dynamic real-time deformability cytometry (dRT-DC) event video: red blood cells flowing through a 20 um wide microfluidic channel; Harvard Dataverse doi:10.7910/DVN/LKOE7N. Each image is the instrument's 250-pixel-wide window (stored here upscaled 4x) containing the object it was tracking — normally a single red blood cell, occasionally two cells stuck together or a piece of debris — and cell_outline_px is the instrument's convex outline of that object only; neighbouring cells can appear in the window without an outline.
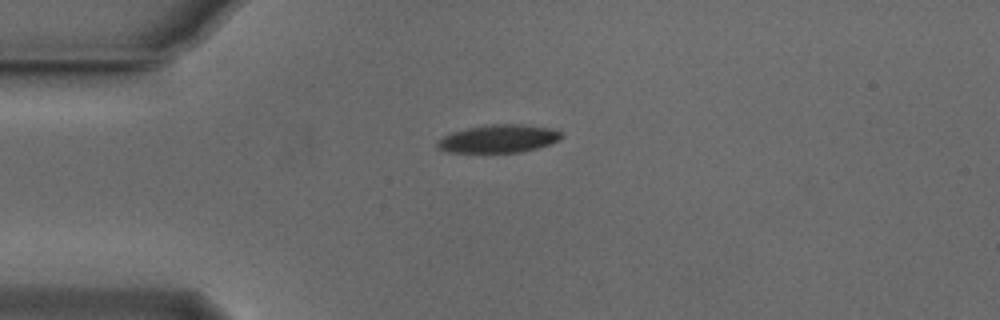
{"species": "Egyptian fruit bat (a non-hibernating species)", "species_latin": "Rousettus aegyptiacus", "temperature_condition": "cold", "stored_images_in_passage": 17, "camera_frame_rate_fps": 3000, "um_per_image_px": 0.085, "animal": {"sex": "male"}, "frame": {"image": 1, "passage_image": 1, "time_ms": 0.0, "image_size_px": [1000, 320], "cell_outline_px": [[564, 136], [560, 140], [536, 148], [520, 152], [448, 152], [436, 148], [436, 140], [452, 132], [468, 128], [488, 124], [520, 124], [552, 128], [560, 132]], "centroid_in_image_um": [42.36, 11.78], "position_along_channel_um": 42.6, "area_um2": 20.23}}
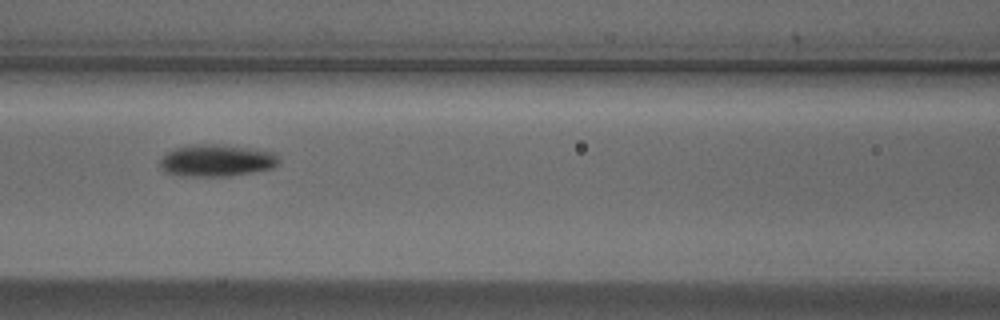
{"frame": {"image": 2, "passage_image": 11, "time_ms": 3.333, "image_size_px": [1000, 320], "cell_outline_px": [[280, 160], [272, 168], [228, 176], [180, 176], [164, 172], [160, 168], [160, 160], [168, 152], [176, 148], [200, 144], [216, 144], [272, 152]], "centroid_in_image_um": [18.35, 13.66], "position_along_channel_um": 148.3, "area_um2": 21.68}}
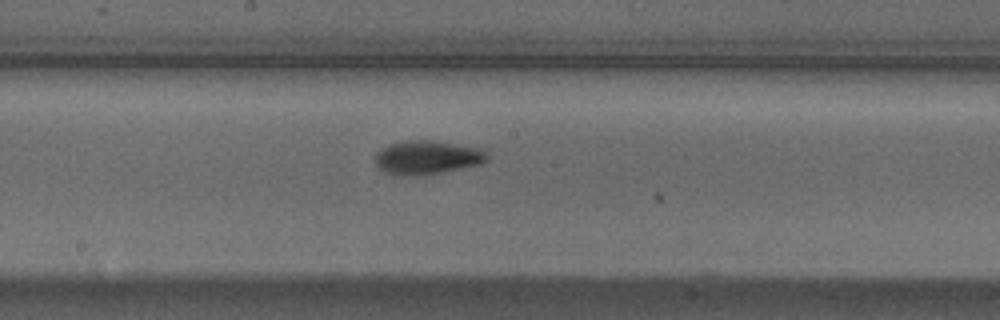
{"frame": {"image": 3, "passage_image": 16, "time_ms": 5.0, "image_size_px": [1000, 320], "cell_outline_px": [[488, 160], [480, 164], [440, 172], [416, 176], [400, 176], [384, 172], [376, 164], [376, 152], [388, 144], [404, 140], [432, 140], [480, 148], [488, 156]], "centroid_in_image_um": [36.27, 13.38], "position_along_channel_um": 211.9, "area_um2": 21.96}}